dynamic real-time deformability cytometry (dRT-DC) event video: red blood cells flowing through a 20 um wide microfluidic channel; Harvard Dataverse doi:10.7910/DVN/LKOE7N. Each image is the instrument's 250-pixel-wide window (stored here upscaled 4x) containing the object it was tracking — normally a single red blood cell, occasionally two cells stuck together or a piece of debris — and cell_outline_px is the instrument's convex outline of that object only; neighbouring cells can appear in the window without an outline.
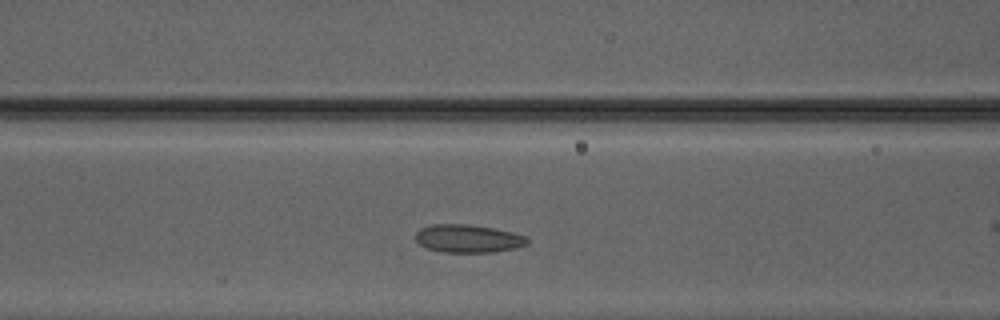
{"species": "Egyptian fruit bat (a non-hibernating species)", "species_latin": "Rousettus aegyptiacus", "temperature_condition": "warm", "stored_images_in_passage": 7, "camera_frame_rate_fps": 3000, "um_per_image_px": 0.085, "animal": {"sex": "male"}, "frame": {"image": 1, "passage_image": 3, "time_ms": 0.667, "image_size_px": [1000, 320], "cell_outline_px": [[528, 244], [496, 252], [444, 252], [428, 248], [420, 244], [416, 240], [416, 232], [420, 228], [432, 224], [468, 224], [492, 228], [512, 232], [528, 236]], "centroid_in_image_um": [39.79, 20.27], "position_along_channel_um": 126.8, "area_um2": 18.15}}
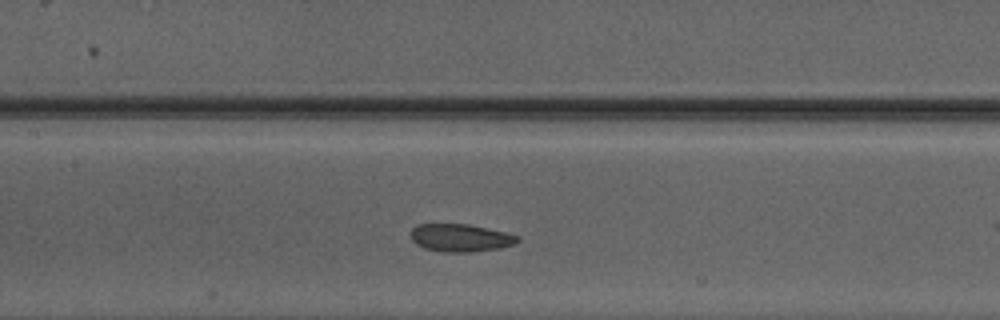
{"frame": {"image": 2, "passage_image": 6, "time_ms": 1.667, "image_size_px": [1000, 320], "cell_outline_px": [[520, 240], [516, 244], [500, 248], [468, 252], [440, 252], [424, 248], [416, 244], [412, 240], [412, 228], [416, 224], [468, 224], [504, 232], [520, 236]], "centroid_in_image_um": [39.15, 20.22], "position_along_channel_um": 168.3, "area_um2": 17.28}}